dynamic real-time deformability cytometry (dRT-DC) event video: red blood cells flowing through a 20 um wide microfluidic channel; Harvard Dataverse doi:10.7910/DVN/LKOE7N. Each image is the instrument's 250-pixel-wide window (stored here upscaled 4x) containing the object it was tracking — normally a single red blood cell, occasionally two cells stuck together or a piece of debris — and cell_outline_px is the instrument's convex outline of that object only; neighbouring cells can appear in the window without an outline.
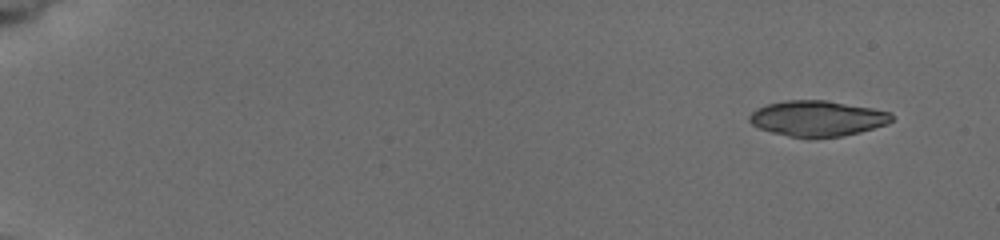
{"species": "common noctule bat (a hibernating species)", "species_latin": "Nyctalus noctula", "temperature_condition": "cold", "stored_images_in_passage": 6, "camera_frame_rate_fps": 3000, "um_per_image_px": 0.085, "animal": {"sex": "female", "body_mass_g": 19.5, "forearm_length_mm": 54.1}, "frame": {"image": 1, "passage_image": 1, "time_ms": 0.0, "image_size_px": [1000, 240], "cell_outline_px": [[892, 120], [888, 124], [860, 132], [840, 136], [788, 136], [772, 132], [760, 128], [752, 124], [748, 120], [748, 116], [756, 108], [768, 104], [784, 100], [828, 100], [872, 108], [892, 112]], "centroid_in_image_um": [69.48, 10.04], "position_along_channel_um": 15.5, "area_um2": 29.25}}
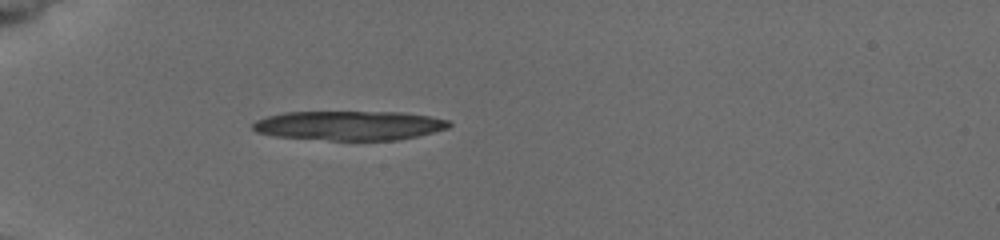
{"frame": {"image": 2, "passage_image": 6, "time_ms": 4.667, "image_size_px": [1000, 240], "cell_outline_px": [[452, 124], [448, 128], [416, 136], [396, 140], [328, 140], [276, 136], [256, 132], [252, 128], [252, 124], [256, 120], [268, 116], [284, 112], [404, 112], [428, 116], [448, 120]], "centroid_in_image_um": [29.68, 10.66], "position_along_channel_um": 55.3, "area_um2": 33.47}}